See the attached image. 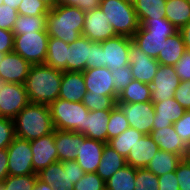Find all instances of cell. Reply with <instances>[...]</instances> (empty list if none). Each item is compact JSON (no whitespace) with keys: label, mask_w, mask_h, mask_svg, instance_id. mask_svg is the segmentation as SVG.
Listing matches in <instances>:
<instances>
[{"label":"cell","mask_w":190,"mask_h":190,"mask_svg":"<svg viewBox=\"0 0 190 190\" xmlns=\"http://www.w3.org/2000/svg\"><path fill=\"white\" fill-rule=\"evenodd\" d=\"M180 84L174 66L160 64L152 80L151 101L153 103L174 97V92Z\"/></svg>","instance_id":"7c38bea8"},{"label":"cell","mask_w":190,"mask_h":190,"mask_svg":"<svg viewBox=\"0 0 190 190\" xmlns=\"http://www.w3.org/2000/svg\"><path fill=\"white\" fill-rule=\"evenodd\" d=\"M125 1H128V2H131V3H133L135 0H125Z\"/></svg>","instance_id":"e7e4bbea"},{"label":"cell","mask_w":190,"mask_h":190,"mask_svg":"<svg viewBox=\"0 0 190 190\" xmlns=\"http://www.w3.org/2000/svg\"><path fill=\"white\" fill-rule=\"evenodd\" d=\"M176 133L182 138L183 142L188 146L190 144V110L175 123H173Z\"/></svg>","instance_id":"c3c4849f"},{"label":"cell","mask_w":190,"mask_h":190,"mask_svg":"<svg viewBox=\"0 0 190 190\" xmlns=\"http://www.w3.org/2000/svg\"><path fill=\"white\" fill-rule=\"evenodd\" d=\"M18 17V11L9 5H0V28L12 31Z\"/></svg>","instance_id":"7dc6e473"},{"label":"cell","mask_w":190,"mask_h":190,"mask_svg":"<svg viewBox=\"0 0 190 190\" xmlns=\"http://www.w3.org/2000/svg\"><path fill=\"white\" fill-rule=\"evenodd\" d=\"M14 138L15 128L13 119L0 117V150L7 149Z\"/></svg>","instance_id":"7bdbcfd3"},{"label":"cell","mask_w":190,"mask_h":190,"mask_svg":"<svg viewBox=\"0 0 190 190\" xmlns=\"http://www.w3.org/2000/svg\"><path fill=\"white\" fill-rule=\"evenodd\" d=\"M15 137L32 141L54 132L47 104L28 103L13 119Z\"/></svg>","instance_id":"7a4b0ae2"},{"label":"cell","mask_w":190,"mask_h":190,"mask_svg":"<svg viewBox=\"0 0 190 190\" xmlns=\"http://www.w3.org/2000/svg\"><path fill=\"white\" fill-rule=\"evenodd\" d=\"M8 175L36 174L32 165L30 141L15 137L7 147Z\"/></svg>","instance_id":"8fae6325"},{"label":"cell","mask_w":190,"mask_h":190,"mask_svg":"<svg viewBox=\"0 0 190 190\" xmlns=\"http://www.w3.org/2000/svg\"><path fill=\"white\" fill-rule=\"evenodd\" d=\"M13 42V32L0 28V52L5 54L13 52Z\"/></svg>","instance_id":"db71d44e"},{"label":"cell","mask_w":190,"mask_h":190,"mask_svg":"<svg viewBox=\"0 0 190 190\" xmlns=\"http://www.w3.org/2000/svg\"><path fill=\"white\" fill-rule=\"evenodd\" d=\"M133 5L138 18H165L166 0H135Z\"/></svg>","instance_id":"836d02e7"},{"label":"cell","mask_w":190,"mask_h":190,"mask_svg":"<svg viewBox=\"0 0 190 190\" xmlns=\"http://www.w3.org/2000/svg\"><path fill=\"white\" fill-rule=\"evenodd\" d=\"M106 143L85 137L79 143L76 162L85 173H96Z\"/></svg>","instance_id":"d6986e66"},{"label":"cell","mask_w":190,"mask_h":190,"mask_svg":"<svg viewBox=\"0 0 190 190\" xmlns=\"http://www.w3.org/2000/svg\"><path fill=\"white\" fill-rule=\"evenodd\" d=\"M182 34L184 44L186 46V51L190 52V21L184 25L180 30Z\"/></svg>","instance_id":"9f6ffc18"},{"label":"cell","mask_w":190,"mask_h":190,"mask_svg":"<svg viewBox=\"0 0 190 190\" xmlns=\"http://www.w3.org/2000/svg\"><path fill=\"white\" fill-rule=\"evenodd\" d=\"M174 98L185 110H190V80L180 81L174 92Z\"/></svg>","instance_id":"f907efd6"},{"label":"cell","mask_w":190,"mask_h":190,"mask_svg":"<svg viewBox=\"0 0 190 190\" xmlns=\"http://www.w3.org/2000/svg\"><path fill=\"white\" fill-rule=\"evenodd\" d=\"M132 38L116 36L101 42L104 50V67L111 71L129 65V50Z\"/></svg>","instance_id":"5bb4252c"},{"label":"cell","mask_w":190,"mask_h":190,"mask_svg":"<svg viewBox=\"0 0 190 190\" xmlns=\"http://www.w3.org/2000/svg\"><path fill=\"white\" fill-rule=\"evenodd\" d=\"M86 90L103 96H118L114 90V78L107 67L85 69L83 71Z\"/></svg>","instance_id":"ac0fdd59"},{"label":"cell","mask_w":190,"mask_h":190,"mask_svg":"<svg viewBox=\"0 0 190 190\" xmlns=\"http://www.w3.org/2000/svg\"><path fill=\"white\" fill-rule=\"evenodd\" d=\"M181 160L180 155L158 150L146 168L159 177L165 173L175 171Z\"/></svg>","instance_id":"4dcf8cb0"},{"label":"cell","mask_w":190,"mask_h":190,"mask_svg":"<svg viewBox=\"0 0 190 190\" xmlns=\"http://www.w3.org/2000/svg\"><path fill=\"white\" fill-rule=\"evenodd\" d=\"M118 96H103L85 92L82 103L89 111L112 110L116 106Z\"/></svg>","instance_id":"8d00e7d4"},{"label":"cell","mask_w":190,"mask_h":190,"mask_svg":"<svg viewBox=\"0 0 190 190\" xmlns=\"http://www.w3.org/2000/svg\"><path fill=\"white\" fill-rule=\"evenodd\" d=\"M114 78V90L119 94L133 80L129 65L111 71Z\"/></svg>","instance_id":"ee69618b"},{"label":"cell","mask_w":190,"mask_h":190,"mask_svg":"<svg viewBox=\"0 0 190 190\" xmlns=\"http://www.w3.org/2000/svg\"><path fill=\"white\" fill-rule=\"evenodd\" d=\"M90 39L81 35L68 46L66 71L83 72L89 60Z\"/></svg>","instance_id":"d4e9b609"},{"label":"cell","mask_w":190,"mask_h":190,"mask_svg":"<svg viewBox=\"0 0 190 190\" xmlns=\"http://www.w3.org/2000/svg\"><path fill=\"white\" fill-rule=\"evenodd\" d=\"M126 165V158L106 143L96 173L106 182L115 172Z\"/></svg>","instance_id":"83f0119b"},{"label":"cell","mask_w":190,"mask_h":190,"mask_svg":"<svg viewBox=\"0 0 190 190\" xmlns=\"http://www.w3.org/2000/svg\"><path fill=\"white\" fill-rule=\"evenodd\" d=\"M150 136L158 144L159 150L175 153L182 158H187L188 146L176 133L173 125L152 130Z\"/></svg>","instance_id":"7402d4cb"},{"label":"cell","mask_w":190,"mask_h":190,"mask_svg":"<svg viewBox=\"0 0 190 190\" xmlns=\"http://www.w3.org/2000/svg\"><path fill=\"white\" fill-rule=\"evenodd\" d=\"M28 103L24 84L1 82L0 117L14 119Z\"/></svg>","instance_id":"9c48e42d"},{"label":"cell","mask_w":190,"mask_h":190,"mask_svg":"<svg viewBox=\"0 0 190 190\" xmlns=\"http://www.w3.org/2000/svg\"><path fill=\"white\" fill-rule=\"evenodd\" d=\"M48 41L47 31H33L14 35L13 51L32 65L44 64L47 57Z\"/></svg>","instance_id":"ba28073f"},{"label":"cell","mask_w":190,"mask_h":190,"mask_svg":"<svg viewBox=\"0 0 190 190\" xmlns=\"http://www.w3.org/2000/svg\"><path fill=\"white\" fill-rule=\"evenodd\" d=\"M105 181L97 173H85L74 185V190H105Z\"/></svg>","instance_id":"b9f144b4"},{"label":"cell","mask_w":190,"mask_h":190,"mask_svg":"<svg viewBox=\"0 0 190 190\" xmlns=\"http://www.w3.org/2000/svg\"><path fill=\"white\" fill-rule=\"evenodd\" d=\"M99 8L106 14L118 36L132 38L140 27L134 5L125 0H100Z\"/></svg>","instance_id":"8992f818"},{"label":"cell","mask_w":190,"mask_h":190,"mask_svg":"<svg viewBox=\"0 0 190 190\" xmlns=\"http://www.w3.org/2000/svg\"><path fill=\"white\" fill-rule=\"evenodd\" d=\"M188 155H190V144L188 145Z\"/></svg>","instance_id":"be15d7a7"},{"label":"cell","mask_w":190,"mask_h":190,"mask_svg":"<svg viewBox=\"0 0 190 190\" xmlns=\"http://www.w3.org/2000/svg\"><path fill=\"white\" fill-rule=\"evenodd\" d=\"M100 0H55V6H73L87 12L99 8Z\"/></svg>","instance_id":"681fc988"},{"label":"cell","mask_w":190,"mask_h":190,"mask_svg":"<svg viewBox=\"0 0 190 190\" xmlns=\"http://www.w3.org/2000/svg\"><path fill=\"white\" fill-rule=\"evenodd\" d=\"M158 150V144L153 138L150 135H143L130 148L126 163L136 169L146 168Z\"/></svg>","instance_id":"44dd1931"},{"label":"cell","mask_w":190,"mask_h":190,"mask_svg":"<svg viewBox=\"0 0 190 190\" xmlns=\"http://www.w3.org/2000/svg\"><path fill=\"white\" fill-rule=\"evenodd\" d=\"M22 0H2L3 4L9 5L12 8L17 10Z\"/></svg>","instance_id":"680465c9"},{"label":"cell","mask_w":190,"mask_h":190,"mask_svg":"<svg viewBox=\"0 0 190 190\" xmlns=\"http://www.w3.org/2000/svg\"><path fill=\"white\" fill-rule=\"evenodd\" d=\"M32 190H55V189L51 185H48L37 179V183Z\"/></svg>","instance_id":"6f0895ef"},{"label":"cell","mask_w":190,"mask_h":190,"mask_svg":"<svg viewBox=\"0 0 190 190\" xmlns=\"http://www.w3.org/2000/svg\"><path fill=\"white\" fill-rule=\"evenodd\" d=\"M84 19L85 12L77 7H52L46 18L47 34L70 44L82 35Z\"/></svg>","instance_id":"3957f363"},{"label":"cell","mask_w":190,"mask_h":190,"mask_svg":"<svg viewBox=\"0 0 190 190\" xmlns=\"http://www.w3.org/2000/svg\"><path fill=\"white\" fill-rule=\"evenodd\" d=\"M130 127L128 120L121 110L115 106L110 113L107 125V142L108 140L122 134Z\"/></svg>","instance_id":"74e56055"},{"label":"cell","mask_w":190,"mask_h":190,"mask_svg":"<svg viewBox=\"0 0 190 190\" xmlns=\"http://www.w3.org/2000/svg\"><path fill=\"white\" fill-rule=\"evenodd\" d=\"M140 27L132 36V41L148 56L157 59L165 40L178 32V29L166 18H138Z\"/></svg>","instance_id":"277c9868"},{"label":"cell","mask_w":190,"mask_h":190,"mask_svg":"<svg viewBox=\"0 0 190 190\" xmlns=\"http://www.w3.org/2000/svg\"><path fill=\"white\" fill-rule=\"evenodd\" d=\"M46 18L47 15L29 16L18 14L12 32L14 35H21L26 32L46 31Z\"/></svg>","instance_id":"d590c367"},{"label":"cell","mask_w":190,"mask_h":190,"mask_svg":"<svg viewBox=\"0 0 190 190\" xmlns=\"http://www.w3.org/2000/svg\"><path fill=\"white\" fill-rule=\"evenodd\" d=\"M4 55H5V53L0 52V63H1V60L3 59Z\"/></svg>","instance_id":"94428289"},{"label":"cell","mask_w":190,"mask_h":190,"mask_svg":"<svg viewBox=\"0 0 190 190\" xmlns=\"http://www.w3.org/2000/svg\"><path fill=\"white\" fill-rule=\"evenodd\" d=\"M51 7L42 0H22L17 8L18 14L37 16L47 15Z\"/></svg>","instance_id":"60d3db41"},{"label":"cell","mask_w":190,"mask_h":190,"mask_svg":"<svg viewBox=\"0 0 190 190\" xmlns=\"http://www.w3.org/2000/svg\"><path fill=\"white\" fill-rule=\"evenodd\" d=\"M8 176V153L7 149L0 150V184Z\"/></svg>","instance_id":"11a10c76"},{"label":"cell","mask_w":190,"mask_h":190,"mask_svg":"<svg viewBox=\"0 0 190 190\" xmlns=\"http://www.w3.org/2000/svg\"><path fill=\"white\" fill-rule=\"evenodd\" d=\"M85 137V135L73 131L55 129V146L58 161L76 160L79 143H81Z\"/></svg>","instance_id":"cb8c5ba5"},{"label":"cell","mask_w":190,"mask_h":190,"mask_svg":"<svg viewBox=\"0 0 190 190\" xmlns=\"http://www.w3.org/2000/svg\"><path fill=\"white\" fill-rule=\"evenodd\" d=\"M116 106L125 115L130 127L142 132L144 135H150L155 117L152 101L141 103L116 102Z\"/></svg>","instance_id":"30bf717a"},{"label":"cell","mask_w":190,"mask_h":190,"mask_svg":"<svg viewBox=\"0 0 190 190\" xmlns=\"http://www.w3.org/2000/svg\"><path fill=\"white\" fill-rule=\"evenodd\" d=\"M151 101L150 84L132 80L119 94L116 102L137 103Z\"/></svg>","instance_id":"f546056e"},{"label":"cell","mask_w":190,"mask_h":190,"mask_svg":"<svg viewBox=\"0 0 190 190\" xmlns=\"http://www.w3.org/2000/svg\"><path fill=\"white\" fill-rule=\"evenodd\" d=\"M104 67V50L99 42L90 40L89 60L86 62V69Z\"/></svg>","instance_id":"bcb514c9"},{"label":"cell","mask_w":190,"mask_h":190,"mask_svg":"<svg viewBox=\"0 0 190 190\" xmlns=\"http://www.w3.org/2000/svg\"><path fill=\"white\" fill-rule=\"evenodd\" d=\"M30 147L32 151V165L36 174L58 161L55 146V130L48 135L30 141Z\"/></svg>","instance_id":"2e32d148"},{"label":"cell","mask_w":190,"mask_h":190,"mask_svg":"<svg viewBox=\"0 0 190 190\" xmlns=\"http://www.w3.org/2000/svg\"><path fill=\"white\" fill-rule=\"evenodd\" d=\"M134 190H159L158 176L147 168L136 169Z\"/></svg>","instance_id":"ab89813d"},{"label":"cell","mask_w":190,"mask_h":190,"mask_svg":"<svg viewBox=\"0 0 190 190\" xmlns=\"http://www.w3.org/2000/svg\"><path fill=\"white\" fill-rule=\"evenodd\" d=\"M63 72L46 64H34L25 80L30 103L49 105L59 97Z\"/></svg>","instance_id":"6da1fadb"},{"label":"cell","mask_w":190,"mask_h":190,"mask_svg":"<svg viewBox=\"0 0 190 190\" xmlns=\"http://www.w3.org/2000/svg\"><path fill=\"white\" fill-rule=\"evenodd\" d=\"M143 135L142 132L129 127L122 134L108 140L107 144L113 147L114 150L124 158H127L130 148L133 147Z\"/></svg>","instance_id":"e575fe53"},{"label":"cell","mask_w":190,"mask_h":190,"mask_svg":"<svg viewBox=\"0 0 190 190\" xmlns=\"http://www.w3.org/2000/svg\"><path fill=\"white\" fill-rule=\"evenodd\" d=\"M85 172L76 162L57 161L37 173L38 179L55 190H74V185L84 176Z\"/></svg>","instance_id":"52a82bcc"},{"label":"cell","mask_w":190,"mask_h":190,"mask_svg":"<svg viewBox=\"0 0 190 190\" xmlns=\"http://www.w3.org/2000/svg\"><path fill=\"white\" fill-rule=\"evenodd\" d=\"M82 35L99 43L117 36L100 8L85 12Z\"/></svg>","instance_id":"9a60e30c"},{"label":"cell","mask_w":190,"mask_h":190,"mask_svg":"<svg viewBox=\"0 0 190 190\" xmlns=\"http://www.w3.org/2000/svg\"><path fill=\"white\" fill-rule=\"evenodd\" d=\"M86 91L83 72H63L58 98L71 102H82Z\"/></svg>","instance_id":"603a6c76"},{"label":"cell","mask_w":190,"mask_h":190,"mask_svg":"<svg viewBox=\"0 0 190 190\" xmlns=\"http://www.w3.org/2000/svg\"><path fill=\"white\" fill-rule=\"evenodd\" d=\"M0 190H5V188H4V186H3L2 183L0 184Z\"/></svg>","instance_id":"6125c7cd"},{"label":"cell","mask_w":190,"mask_h":190,"mask_svg":"<svg viewBox=\"0 0 190 190\" xmlns=\"http://www.w3.org/2000/svg\"><path fill=\"white\" fill-rule=\"evenodd\" d=\"M32 64L13 52L4 55L0 63L1 82L24 84Z\"/></svg>","instance_id":"e0dca14e"},{"label":"cell","mask_w":190,"mask_h":190,"mask_svg":"<svg viewBox=\"0 0 190 190\" xmlns=\"http://www.w3.org/2000/svg\"><path fill=\"white\" fill-rule=\"evenodd\" d=\"M128 57L133 79L151 84L160 65L159 62L148 56L133 41L130 42Z\"/></svg>","instance_id":"4fadbf2b"},{"label":"cell","mask_w":190,"mask_h":190,"mask_svg":"<svg viewBox=\"0 0 190 190\" xmlns=\"http://www.w3.org/2000/svg\"><path fill=\"white\" fill-rule=\"evenodd\" d=\"M159 190H179L175 171L165 173L158 177Z\"/></svg>","instance_id":"f5cc1de1"},{"label":"cell","mask_w":190,"mask_h":190,"mask_svg":"<svg viewBox=\"0 0 190 190\" xmlns=\"http://www.w3.org/2000/svg\"><path fill=\"white\" fill-rule=\"evenodd\" d=\"M37 174H28L20 176L8 175L2 184L5 190H32L37 183Z\"/></svg>","instance_id":"f35d334b"},{"label":"cell","mask_w":190,"mask_h":190,"mask_svg":"<svg viewBox=\"0 0 190 190\" xmlns=\"http://www.w3.org/2000/svg\"><path fill=\"white\" fill-rule=\"evenodd\" d=\"M165 12V18L168 19L178 31L190 21V3L187 0H167Z\"/></svg>","instance_id":"1f68e13d"},{"label":"cell","mask_w":190,"mask_h":190,"mask_svg":"<svg viewBox=\"0 0 190 190\" xmlns=\"http://www.w3.org/2000/svg\"><path fill=\"white\" fill-rule=\"evenodd\" d=\"M155 117L152 130L173 125L187 110H185L174 97L153 103Z\"/></svg>","instance_id":"ffe728a7"},{"label":"cell","mask_w":190,"mask_h":190,"mask_svg":"<svg viewBox=\"0 0 190 190\" xmlns=\"http://www.w3.org/2000/svg\"><path fill=\"white\" fill-rule=\"evenodd\" d=\"M42 1L48 4L51 8L55 7V0H42Z\"/></svg>","instance_id":"91938a15"},{"label":"cell","mask_w":190,"mask_h":190,"mask_svg":"<svg viewBox=\"0 0 190 190\" xmlns=\"http://www.w3.org/2000/svg\"><path fill=\"white\" fill-rule=\"evenodd\" d=\"M48 106L54 129L85 135V121L89 110L82 102L57 98Z\"/></svg>","instance_id":"5b68a950"},{"label":"cell","mask_w":190,"mask_h":190,"mask_svg":"<svg viewBox=\"0 0 190 190\" xmlns=\"http://www.w3.org/2000/svg\"><path fill=\"white\" fill-rule=\"evenodd\" d=\"M180 81L190 80V52L186 51L174 66Z\"/></svg>","instance_id":"816d5d0a"},{"label":"cell","mask_w":190,"mask_h":190,"mask_svg":"<svg viewBox=\"0 0 190 190\" xmlns=\"http://www.w3.org/2000/svg\"><path fill=\"white\" fill-rule=\"evenodd\" d=\"M136 168L128 164L115 172L106 182V190H134Z\"/></svg>","instance_id":"d6a6232c"},{"label":"cell","mask_w":190,"mask_h":190,"mask_svg":"<svg viewBox=\"0 0 190 190\" xmlns=\"http://www.w3.org/2000/svg\"><path fill=\"white\" fill-rule=\"evenodd\" d=\"M186 52V46L180 31L165 40L163 49L159 52L157 61L162 65L175 66Z\"/></svg>","instance_id":"4316f807"},{"label":"cell","mask_w":190,"mask_h":190,"mask_svg":"<svg viewBox=\"0 0 190 190\" xmlns=\"http://www.w3.org/2000/svg\"><path fill=\"white\" fill-rule=\"evenodd\" d=\"M175 174L179 190H190V160L188 158H182L176 167Z\"/></svg>","instance_id":"f6af8a7d"},{"label":"cell","mask_w":190,"mask_h":190,"mask_svg":"<svg viewBox=\"0 0 190 190\" xmlns=\"http://www.w3.org/2000/svg\"><path fill=\"white\" fill-rule=\"evenodd\" d=\"M111 110L89 111L85 121V136L107 143V125Z\"/></svg>","instance_id":"484cf974"},{"label":"cell","mask_w":190,"mask_h":190,"mask_svg":"<svg viewBox=\"0 0 190 190\" xmlns=\"http://www.w3.org/2000/svg\"><path fill=\"white\" fill-rule=\"evenodd\" d=\"M68 46L69 44L61 39L49 37L47 57L44 64L62 72L66 71Z\"/></svg>","instance_id":"f1b7e54d"}]
</instances>
